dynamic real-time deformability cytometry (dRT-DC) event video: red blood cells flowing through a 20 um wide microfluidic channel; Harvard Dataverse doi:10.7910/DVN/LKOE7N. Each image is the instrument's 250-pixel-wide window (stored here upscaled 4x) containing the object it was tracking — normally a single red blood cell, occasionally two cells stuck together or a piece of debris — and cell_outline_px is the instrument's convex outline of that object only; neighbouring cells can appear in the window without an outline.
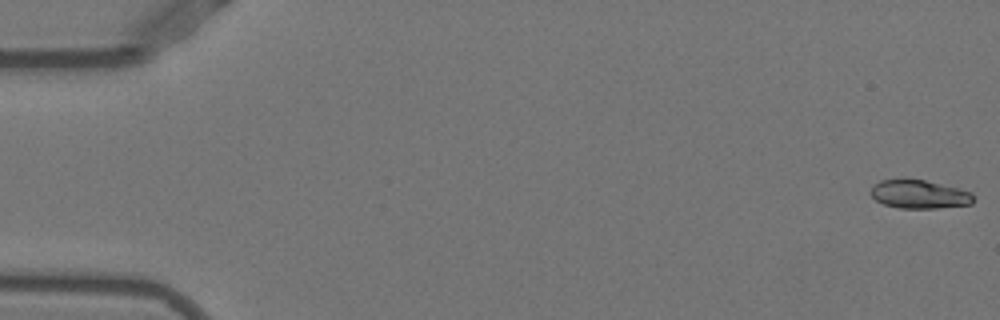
{"species": "Egyptian fruit bat (a non-hibernating species)", "species_latin": "Rousettus aegyptiacus", "temperature_condition": "warm", "stored_images_in_passage": 52, "camera_frame_rate_fps": 3000, "um_per_image_px": 0.085, "animal": {"sex": "female"}, "frame": {"image": 1, "passage_image": 1, "time_ms": 0.0, "image_size_px": [1000, 320], "cell_outline_px": [[972, 204], [936, 208], [900, 208], [884, 204], [876, 200], [872, 196], [872, 188], [880, 180], [904, 176], [924, 180], [972, 192]], "centroid_in_image_um": [78.09, 16.48], "position_along_channel_um": 6.9, "area_um2": 17.17}}
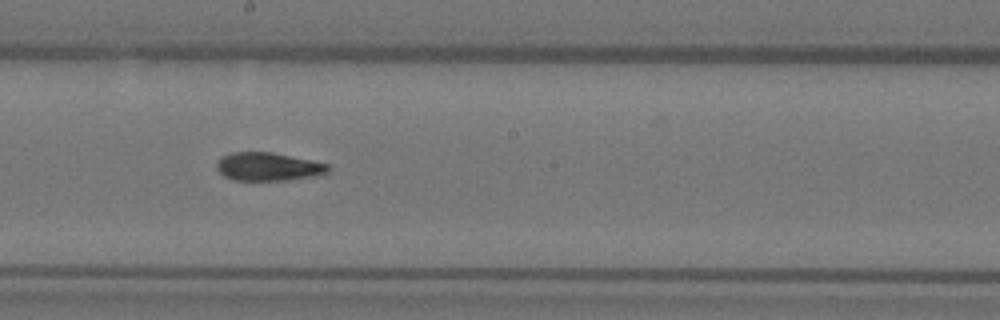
{"frame": {"image": 2, "passage_image": 29, "time_ms": 9.333, "image_size_px": [1000, 320], "cell_outline_px": [[332, 168], [324, 176], [288, 180], [232, 180], [224, 176], [216, 168], [216, 164], [220, 156], [232, 152], [272, 152], [328, 164]], "centroid_in_image_um": [22.83, 14.18], "position_along_channel_um": 225.4, "area_um2": 18.67}}
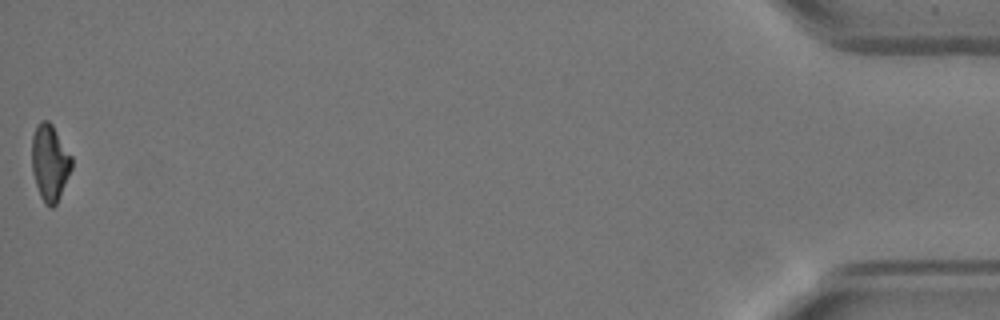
{"frame": {"image": 3, "passage_image": 52, "time_ms": 17.0, "image_size_px": [1000, 320], "cell_outline_px": [[72, 168], [56, 204], [52, 208], [44, 204], [40, 196], [32, 172], [32, 136], [36, 124], [40, 120], [48, 120], [52, 124], [72, 156]], "centroid_in_image_um": [4.23, 13.8], "position_along_channel_um": 431.0, "area_um2": 17.8}, "authors_computed_cell_mechanics": {"area_um2": 18.4093, "velocity_mm_per_s": 3.9473, "shape_relaxation_time_tau1_ms": 6.8019, "shape_relaxation_time_tau2_ms": 2.8257, "deformation_change_tau1": 0.2361, "deformation_change_tau2": 0.083}}